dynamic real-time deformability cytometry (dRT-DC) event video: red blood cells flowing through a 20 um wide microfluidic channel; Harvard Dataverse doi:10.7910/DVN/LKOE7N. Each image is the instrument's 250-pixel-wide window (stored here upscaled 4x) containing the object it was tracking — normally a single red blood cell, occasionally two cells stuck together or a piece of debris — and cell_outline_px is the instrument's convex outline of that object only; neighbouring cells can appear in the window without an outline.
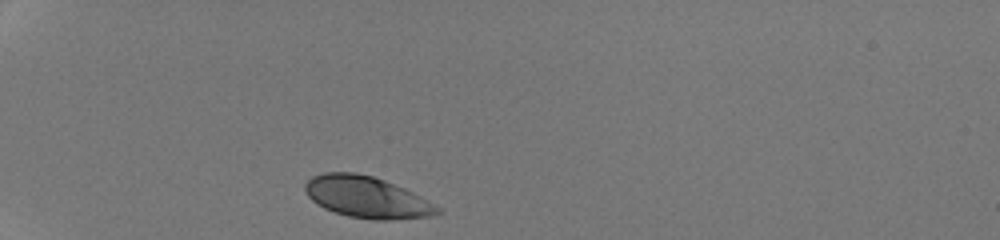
{"species": "human", "species_latin": "Homo sapiens", "temperature_condition": "room temperature", "stored_images_in_passage": 29, "camera_frame_rate_fps": 3000, "um_per_image_px": 0.085, "donor": {"sex": "male"}, "frame": {"image": 1, "passage_image": 1, "time_ms": 0.0, "image_size_px": [1000, 240], "cell_outline_px": [[440, 212], [428, 216], [388, 220], [372, 220], [348, 216], [324, 208], [316, 204], [308, 196], [304, 188], [304, 184], [312, 176], [324, 172], [356, 172], [372, 176], [384, 180], [404, 188], [420, 196], [440, 208]], "centroid_in_image_um": [31.13, 16.75], "position_along_channel_um": 53.9, "area_um2": 31.79}}
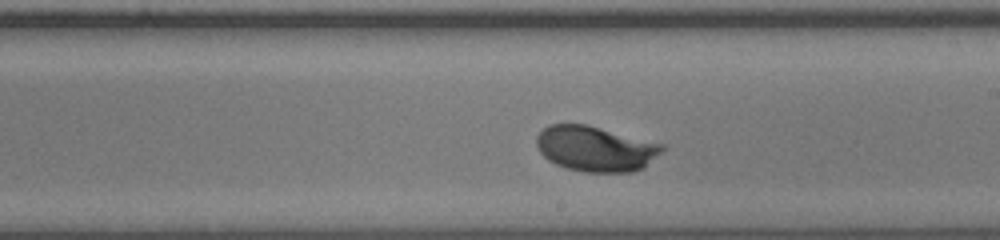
{"frame": {"image": 2, "passage_image": 17, "time_ms": 5.333, "image_size_px": [1000, 240], "cell_outline_px": [[664, 148], [644, 168], [632, 172], [584, 172], [568, 168], [556, 164], [548, 160], [540, 152], [536, 144], [536, 136], [548, 124], [588, 124], [664, 144]], "centroid_in_image_um": [50.61, 12.63], "position_along_channel_um": 238.4, "area_um2": 33.23}}
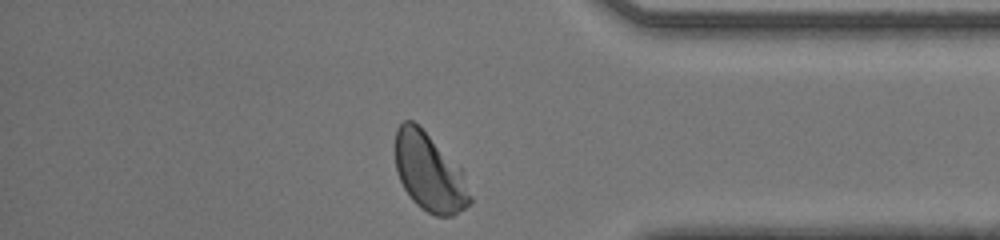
{"frame": {"image": 3, "passage_image": 29, "time_ms": 9.333, "image_size_px": [1000, 240], "cell_outline_px": [[472, 204], [452, 216], [436, 216], [420, 208], [412, 200], [404, 188], [400, 180], [396, 168], [396, 128], [404, 120], [412, 120], [460, 168], [472, 196]], "centroid_in_image_um": [36.5, 14.71], "position_along_channel_um": 398.7, "area_um2": 33.35}, "authors_computed_cell_mechanics": {"area_um2": 32.8882, "velocity_mm_per_s": 4.2279, "shape_relaxation_time_tau1_ms": 1.8485, "shape_relaxation_time_tau2_ms": null, "deformation_change_tau1": 0.1359, "deformation_change_tau2": null}}